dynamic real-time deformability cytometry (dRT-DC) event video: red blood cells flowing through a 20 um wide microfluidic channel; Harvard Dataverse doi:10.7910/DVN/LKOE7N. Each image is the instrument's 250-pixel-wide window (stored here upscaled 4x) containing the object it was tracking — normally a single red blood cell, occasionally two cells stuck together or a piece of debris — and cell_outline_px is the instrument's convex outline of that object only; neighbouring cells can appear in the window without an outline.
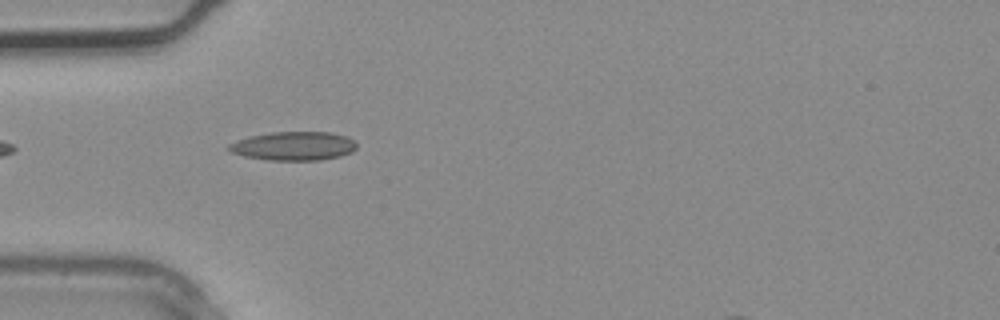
{"species": "common noctule bat (a hibernating species)", "species_latin": "Nyctalus noctula", "temperature_condition": "warm", "stored_images_in_passage": 3, "segment_of_instrument_passage": [1, 2], "camera_frame_rate_fps": 3000, "um_per_image_px": 0.085, "animal": {"sex": "male", "body_mass_g": 20.4}, "frame": {"image": 1, "passage_image": 2, "time_ms": 0.333, "image_size_px": [1000, 320], "cell_outline_px": [[356, 148], [352, 152], [340, 156], [320, 160], [268, 160], [244, 156], [232, 152], [224, 148], [228, 144], [236, 140], [248, 136], [272, 132], [328, 132], [348, 136], [356, 140]], "centroid_in_image_um": [24.95, 12.4], "position_along_channel_um": 60.1, "area_um2": 21.68}}